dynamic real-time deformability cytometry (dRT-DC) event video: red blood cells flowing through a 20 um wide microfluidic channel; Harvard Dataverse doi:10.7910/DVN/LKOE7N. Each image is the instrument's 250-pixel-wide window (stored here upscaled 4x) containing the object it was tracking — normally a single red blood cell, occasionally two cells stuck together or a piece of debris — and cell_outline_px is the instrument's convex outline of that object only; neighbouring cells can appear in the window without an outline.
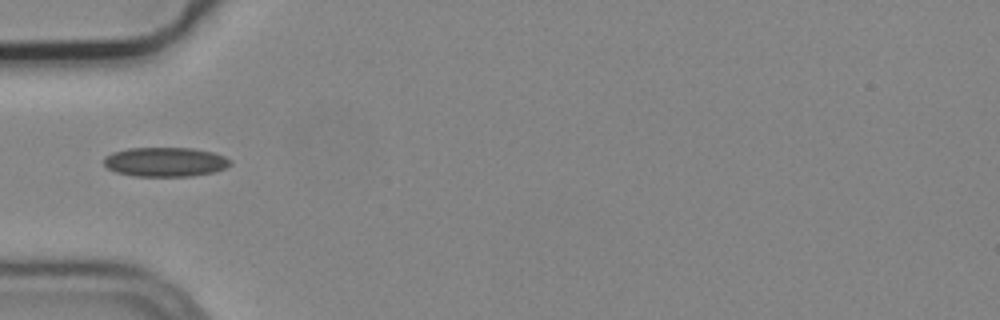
{"species": "common noctule bat (a hibernating species)", "species_latin": "Nyctalus noctula", "temperature_condition": "cold", "stored_images_in_passage": 5, "camera_frame_rate_fps": 3000, "um_per_image_px": 0.085, "animal": {"sex": "male", "body_mass_g": 19.2, "forearm_length_mm": 51.8}, "frame": {"image": 1, "passage_image": 5, "time_ms": 1.333, "image_size_px": [1000, 320], "cell_outline_px": [[232, 164], [224, 168], [212, 172], [192, 176], [132, 176], [116, 172], [108, 168], [104, 164], [104, 156], [112, 152], [128, 148], [192, 148], [212, 152], [224, 156], [232, 160]], "centroid_in_image_um": [14.03, 13.76], "position_along_channel_um": 71.0, "area_um2": 21.68}}